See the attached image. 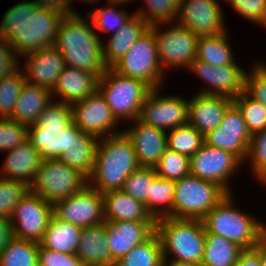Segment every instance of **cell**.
<instances>
[{"label":"cell","instance_id":"obj_30","mask_svg":"<svg viewBox=\"0 0 266 266\" xmlns=\"http://www.w3.org/2000/svg\"><path fill=\"white\" fill-rule=\"evenodd\" d=\"M53 101L51 90L25 82L10 119L27 127L35 125L43 110Z\"/></svg>","mask_w":266,"mask_h":266},{"label":"cell","instance_id":"obj_1","mask_svg":"<svg viewBox=\"0 0 266 266\" xmlns=\"http://www.w3.org/2000/svg\"><path fill=\"white\" fill-rule=\"evenodd\" d=\"M67 13L21 0L6 10L0 36L8 40L21 58L23 55L53 47L59 26Z\"/></svg>","mask_w":266,"mask_h":266},{"label":"cell","instance_id":"obj_6","mask_svg":"<svg viewBox=\"0 0 266 266\" xmlns=\"http://www.w3.org/2000/svg\"><path fill=\"white\" fill-rule=\"evenodd\" d=\"M72 122L71 105L53 100L28 127V140L42 159H59L67 151Z\"/></svg>","mask_w":266,"mask_h":266},{"label":"cell","instance_id":"obj_51","mask_svg":"<svg viewBox=\"0 0 266 266\" xmlns=\"http://www.w3.org/2000/svg\"><path fill=\"white\" fill-rule=\"evenodd\" d=\"M233 266H262L261 241L255 248L243 249Z\"/></svg>","mask_w":266,"mask_h":266},{"label":"cell","instance_id":"obj_58","mask_svg":"<svg viewBox=\"0 0 266 266\" xmlns=\"http://www.w3.org/2000/svg\"><path fill=\"white\" fill-rule=\"evenodd\" d=\"M119 1H125L127 3H130V2H133V1H136V0H119Z\"/></svg>","mask_w":266,"mask_h":266},{"label":"cell","instance_id":"obj_52","mask_svg":"<svg viewBox=\"0 0 266 266\" xmlns=\"http://www.w3.org/2000/svg\"><path fill=\"white\" fill-rule=\"evenodd\" d=\"M14 238L10 219L0 217V252Z\"/></svg>","mask_w":266,"mask_h":266},{"label":"cell","instance_id":"obj_13","mask_svg":"<svg viewBox=\"0 0 266 266\" xmlns=\"http://www.w3.org/2000/svg\"><path fill=\"white\" fill-rule=\"evenodd\" d=\"M52 215L53 205L29 190L10 218L14 237L39 243Z\"/></svg>","mask_w":266,"mask_h":266},{"label":"cell","instance_id":"obj_2","mask_svg":"<svg viewBox=\"0 0 266 266\" xmlns=\"http://www.w3.org/2000/svg\"><path fill=\"white\" fill-rule=\"evenodd\" d=\"M82 17L76 10L64 16L54 47L59 50L66 65L100 78L107 69L103 60V40L95 32L88 16Z\"/></svg>","mask_w":266,"mask_h":266},{"label":"cell","instance_id":"obj_41","mask_svg":"<svg viewBox=\"0 0 266 266\" xmlns=\"http://www.w3.org/2000/svg\"><path fill=\"white\" fill-rule=\"evenodd\" d=\"M154 169L158 177L176 181L190 174V158L166 148Z\"/></svg>","mask_w":266,"mask_h":266},{"label":"cell","instance_id":"obj_43","mask_svg":"<svg viewBox=\"0 0 266 266\" xmlns=\"http://www.w3.org/2000/svg\"><path fill=\"white\" fill-rule=\"evenodd\" d=\"M233 103L242 112L251 135L261 132L266 128V109L260 102L243 92L233 100Z\"/></svg>","mask_w":266,"mask_h":266},{"label":"cell","instance_id":"obj_44","mask_svg":"<svg viewBox=\"0 0 266 266\" xmlns=\"http://www.w3.org/2000/svg\"><path fill=\"white\" fill-rule=\"evenodd\" d=\"M29 190L30 186L20 180L0 176V217L10 219L15 206Z\"/></svg>","mask_w":266,"mask_h":266},{"label":"cell","instance_id":"obj_59","mask_svg":"<svg viewBox=\"0 0 266 266\" xmlns=\"http://www.w3.org/2000/svg\"><path fill=\"white\" fill-rule=\"evenodd\" d=\"M263 185H266V177L261 181Z\"/></svg>","mask_w":266,"mask_h":266},{"label":"cell","instance_id":"obj_25","mask_svg":"<svg viewBox=\"0 0 266 266\" xmlns=\"http://www.w3.org/2000/svg\"><path fill=\"white\" fill-rule=\"evenodd\" d=\"M42 158L29 140L6 151V158L0 168V176L20 180L30 186L34 181Z\"/></svg>","mask_w":266,"mask_h":266},{"label":"cell","instance_id":"obj_46","mask_svg":"<svg viewBox=\"0 0 266 266\" xmlns=\"http://www.w3.org/2000/svg\"><path fill=\"white\" fill-rule=\"evenodd\" d=\"M245 93L266 109V62L256 61L246 73Z\"/></svg>","mask_w":266,"mask_h":266},{"label":"cell","instance_id":"obj_48","mask_svg":"<svg viewBox=\"0 0 266 266\" xmlns=\"http://www.w3.org/2000/svg\"><path fill=\"white\" fill-rule=\"evenodd\" d=\"M236 13L266 29V0H224Z\"/></svg>","mask_w":266,"mask_h":266},{"label":"cell","instance_id":"obj_31","mask_svg":"<svg viewBox=\"0 0 266 266\" xmlns=\"http://www.w3.org/2000/svg\"><path fill=\"white\" fill-rule=\"evenodd\" d=\"M82 228L52 215L39 244L48 250L76 254Z\"/></svg>","mask_w":266,"mask_h":266},{"label":"cell","instance_id":"obj_29","mask_svg":"<svg viewBox=\"0 0 266 266\" xmlns=\"http://www.w3.org/2000/svg\"><path fill=\"white\" fill-rule=\"evenodd\" d=\"M105 221L156 222L145 205L121 190L103 193Z\"/></svg>","mask_w":266,"mask_h":266},{"label":"cell","instance_id":"obj_10","mask_svg":"<svg viewBox=\"0 0 266 266\" xmlns=\"http://www.w3.org/2000/svg\"><path fill=\"white\" fill-rule=\"evenodd\" d=\"M112 68L121 75L142 80L152 89L163 87L166 78L159 60L157 42L150 29Z\"/></svg>","mask_w":266,"mask_h":266},{"label":"cell","instance_id":"obj_22","mask_svg":"<svg viewBox=\"0 0 266 266\" xmlns=\"http://www.w3.org/2000/svg\"><path fill=\"white\" fill-rule=\"evenodd\" d=\"M111 258L116 263L156 232V222L106 221Z\"/></svg>","mask_w":266,"mask_h":266},{"label":"cell","instance_id":"obj_21","mask_svg":"<svg viewBox=\"0 0 266 266\" xmlns=\"http://www.w3.org/2000/svg\"><path fill=\"white\" fill-rule=\"evenodd\" d=\"M22 57L27 59L25 65H21L26 82L52 91L66 66L59 50L53 46L29 52Z\"/></svg>","mask_w":266,"mask_h":266},{"label":"cell","instance_id":"obj_5","mask_svg":"<svg viewBox=\"0 0 266 266\" xmlns=\"http://www.w3.org/2000/svg\"><path fill=\"white\" fill-rule=\"evenodd\" d=\"M156 233L164 261L201 264L205 247L203 221L162 217L156 220Z\"/></svg>","mask_w":266,"mask_h":266},{"label":"cell","instance_id":"obj_45","mask_svg":"<svg viewBox=\"0 0 266 266\" xmlns=\"http://www.w3.org/2000/svg\"><path fill=\"white\" fill-rule=\"evenodd\" d=\"M246 162L254 178L261 182L266 177V128L252 135Z\"/></svg>","mask_w":266,"mask_h":266},{"label":"cell","instance_id":"obj_27","mask_svg":"<svg viewBox=\"0 0 266 266\" xmlns=\"http://www.w3.org/2000/svg\"><path fill=\"white\" fill-rule=\"evenodd\" d=\"M98 141L95 136L78 129L72 122L67 151L59 160L88 178L93 170Z\"/></svg>","mask_w":266,"mask_h":266},{"label":"cell","instance_id":"obj_17","mask_svg":"<svg viewBox=\"0 0 266 266\" xmlns=\"http://www.w3.org/2000/svg\"><path fill=\"white\" fill-rule=\"evenodd\" d=\"M219 0H180L176 23L200 36H215L225 31L224 12Z\"/></svg>","mask_w":266,"mask_h":266},{"label":"cell","instance_id":"obj_42","mask_svg":"<svg viewBox=\"0 0 266 266\" xmlns=\"http://www.w3.org/2000/svg\"><path fill=\"white\" fill-rule=\"evenodd\" d=\"M25 82L21 68L16 73L0 79V118H11Z\"/></svg>","mask_w":266,"mask_h":266},{"label":"cell","instance_id":"obj_34","mask_svg":"<svg viewBox=\"0 0 266 266\" xmlns=\"http://www.w3.org/2000/svg\"><path fill=\"white\" fill-rule=\"evenodd\" d=\"M107 5L103 8L95 7L90 10L86 15L88 16L95 32L111 33V35L118 32L124 25L126 20L132 15L128 10L117 9L120 5H125L127 2L119 0H107ZM117 7V8H116Z\"/></svg>","mask_w":266,"mask_h":266},{"label":"cell","instance_id":"obj_26","mask_svg":"<svg viewBox=\"0 0 266 266\" xmlns=\"http://www.w3.org/2000/svg\"><path fill=\"white\" fill-rule=\"evenodd\" d=\"M150 26L135 12L124 25L111 35L107 44H102L103 60L107 68H112L128 52L131 46L149 30Z\"/></svg>","mask_w":266,"mask_h":266},{"label":"cell","instance_id":"obj_15","mask_svg":"<svg viewBox=\"0 0 266 266\" xmlns=\"http://www.w3.org/2000/svg\"><path fill=\"white\" fill-rule=\"evenodd\" d=\"M160 90H151L142 104L138 119L165 131L187 124L188 99L182 95L162 96Z\"/></svg>","mask_w":266,"mask_h":266},{"label":"cell","instance_id":"obj_28","mask_svg":"<svg viewBox=\"0 0 266 266\" xmlns=\"http://www.w3.org/2000/svg\"><path fill=\"white\" fill-rule=\"evenodd\" d=\"M106 233V221L82 228L76 255L86 266H115Z\"/></svg>","mask_w":266,"mask_h":266},{"label":"cell","instance_id":"obj_33","mask_svg":"<svg viewBox=\"0 0 266 266\" xmlns=\"http://www.w3.org/2000/svg\"><path fill=\"white\" fill-rule=\"evenodd\" d=\"M243 249L228 239L205 233V247L201 266H233Z\"/></svg>","mask_w":266,"mask_h":266},{"label":"cell","instance_id":"obj_38","mask_svg":"<svg viewBox=\"0 0 266 266\" xmlns=\"http://www.w3.org/2000/svg\"><path fill=\"white\" fill-rule=\"evenodd\" d=\"M205 143L204 136L185 124L167 131V148L191 158Z\"/></svg>","mask_w":266,"mask_h":266},{"label":"cell","instance_id":"obj_49","mask_svg":"<svg viewBox=\"0 0 266 266\" xmlns=\"http://www.w3.org/2000/svg\"><path fill=\"white\" fill-rule=\"evenodd\" d=\"M20 57L8 40L0 36V79L16 73L21 68Z\"/></svg>","mask_w":266,"mask_h":266},{"label":"cell","instance_id":"obj_54","mask_svg":"<svg viewBox=\"0 0 266 266\" xmlns=\"http://www.w3.org/2000/svg\"><path fill=\"white\" fill-rule=\"evenodd\" d=\"M66 266H86L76 254H66Z\"/></svg>","mask_w":266,"mask_h":266},{"label":"cell","instance_id":"obj_37","mask_svg":"<svg viewBox=\"0 0 266 266\" xmlns=\"http://www.w3.org/2000/svg\"><path fill=\"white\" fill-rule=\"evenodd\" d=\"M175 181L156 177L150 185V215L155 219L173 218Z\"/></svg>","mask_w":266,"mask_h":266},{"label":"cell","instance_id":"obj_55","mask_svg":"<svg viewBox=\"0 0 266 266\" xmlns=\"http://www.w3.org/2000/svg\"><path fill=\"white\" fill-rule=\"evenodd\" d=\"M163 266H201L195 263L164 261Z\"/></svg>","mask_w":266,"mask_h":266},{"label":"cell","instance_id":"obj_53","mask_svg":"<svg viewBox=\"0 0 266 266\" xmlns=\"http://www.w3.org/2000/svg\"><path fill=\"white\" fill-rule=\"evenodd\" d=\"M31 1L38 6H42L44 8L55 11H61L67 14L74 11L67 5L65 0H31Z\"/></svg>","mask_w":266,"mask_h":266},{"label":"cell","instance_id":"obj_7","mask_svg":"<svg viewBox=\"0 0 266 266\" xmlns=\"http://www.w3.org/2000/svg\"><path fill=\"white\" fill-rule=\"evenodd\" d=\"M97 90L109 105L113 116L121 123L131 122L139 117L142 104L152 88L142 80L107 68L98 79Z\"/></svg>","mask_w":266,"mask_h":266},{"label":"cell","instance_id":"obj_23","mask_svg":"<svg viewBox=\"0 0 266 266\" xmlns=\"http://www.w3.org/2000/svg\"><path fill=\"white\" fill-rule=\"evenodd\" d=\"M232 104L233 100L227 97L196 93L188 100L187 123L205 136L221 124Z\"/></svg>","mask_w":266,"mask_h":266},{"label":"cell","instance_id":"obj_47","mask_svg":"<svg viewBox=\"0 0 266 266\" xmlns=\"http://www.w3.org/2000/svg\"><path fill=\"white\" fill-rule=\"evenodd\" d=\"M28 140V127L10 118H0V151L6 152Z\"/></svg>","mask_w":266,"mask_h":266},{"label":"cell","instance_id":"obj_18","mask_svg":"<svg viewBox=\"0 0 266 266\" xmlns=\"http://www.w3.org/2000/svg\"><path fill=\"white\" fill-rule=\"evenodd\" d=\"M207 84L199 93L223 96L234 100L245 92L247 69L240 65L212 66L195 59L187 68Z\"/></svg>","mask_w":266,"mask_h":266},{"label":"cell","instance_id":"obj_8","mask_svg":"<svg viewBox=\"0 0 266 266\" xmlns=\"http://www.w3.org/2000/svg\"><path fill=\"white\" fill-rule=\"evenodd\" d=\"M226 195L216 183L188 174L175 181L173 218L202 221Z\"/></svg>","mask_w":266,"mask_h":266},{"label":"cell","instance_id":"obj_3","mask_svg":"<svg viewBox=\"0 0 266 266\" xmlns=\"http://www.w3.org/2000/svg\"><path fill=\"white\" fill-rule=\"evenodd\" d=\"M139 168L131 139L122 131L99 139L88 185L102 194L121 190L127 177Z\"/></svg>","mask_w":266,"mask_h":266},{"label":"cell","instance_id":"obj_57","mask_svg":"<svg viewBox=\"0 0 266 266\" xmlns=\"http://www.w3.org/2000/svg\"><path fill=\"white\" fill-rule=\"evenodd\" d=\"M73 1L74 0H65V2L67 3V5L71 8V9H73L74 11H75V9L74 8H72V7H74V6H72V4H73ZM78 1V0H77ZM79 1H83V2H88V3H91V4H93V3H97L99 0H79Z\"/></svg>","mask_w":266,"mask_h":266},{"label":"cell","instance_id":"obj_32","mask_svg":"<svg viewBox=\"0 0 266 266\" xmlns=\"http://www.w3.org/2000/svg\"><path fill=\"white\" fill-rule=\"evenodd\" d=\"M227 31L215 36H200L197 41L196 59L212 66L239 65L229 44Z\"/></svg>","mask_w":266,"mask_h":266},{"label":"cell","instance_id":"obj_11","mask_svg":"<svg viewBox=\"0 0 266 266\" xmlns=\"http://www.w3.org/2000/svg\"><path fill=\"white\" fill-rule=\"evenodd\" d=\"M160 25H152L149 29L154 33L160 64L164 72L168 73L166 71L178 68L187 70L196 59L199 36L178 23H166L169 28L165 30L161 29Z\"/></svg>","mask_w":266,"mask_h":266},{"label":"cell","instance_id":"obj_4","mask_svg":"<svg viewBox=\"0 0 266 266\" xmlns=\"http://www.w3.org/2000/svg\"><path fill=\"white\" fill-rule=\"evenodd\" d=\"M233 198L232 193L227 194L206 214L202 220L205 233L222 236L242 249L255 248L266 236V222L240 210Z\"/></svg>","mask_w":266,"mask_h":266},{"label":"cell","instance_id":"obj_39","mask_svg":"<svg viewBox=\"0 0 266 266\" xmlns=\"http://www.w3.org/2000/svg\"><path fill=\"white\" fill-rule=\"evenodd\" d=\"M140 1V0H139ZM143 6L134 11L149 25L176 23L180 0H142Z\"/></svg>","mask_w":266,"mask_h":266},{"label":"cell","instance_id":"obj_24","mask_svg":"<svg viewBox=\"0 0 266 266\" xmlns=\"http://www.w3.org/2000/svg\"><path fill=\"white\" fill-rule=\"evenodd\" d=\"M98 79L93 73L66 65L51 91L52 98L72 105L93 94L97 90Z\"/></svg>","mask_w":266,"mask_h":266},{"label":"cell","instance_id":"obj_14","mask_svg":"<svg viewBox=\"0 0 266 266\" xmlns=\"http://www.w3.org/2000/svg\"><path fill=\"white\" fill-rule=\"evenodd\" d=\"M53 214L81 228L103 223V194L87 184L79 192L53 204Z\"/></svg>","mask_w":266,"mask_h":266},{"label":"cell","instance_id":"obj_20","mask_svg":"<svg viewBox=\"0 0 266 266\" xmlns=\"http://www.w3.org/2000/svg\"><path fill=\"white\" fill-rule=\"evenodd\" d=\"M124 129L131 139L140 167L154 168L167 148V131L138 118L131 121V127Z\"/></svg>","mask_w":266,"mask_h":266},{"label":"cell","instance_id":"obj_12","mask_svg":"<svg viewBox=\"0 0 266 266\" xmlns=\"http://www.w3.org/2000/svg\"><path fill=\"white\" fill-rule=\"evenodd\" d=\"M242 165L233 153L204 143L190 158V174L214 182L230 194L233 191L229 181Z\"/></svg>","mask_w":266,"mask_h":266},{"label":"cell","instance_id":"obj_19","mask_svg":"<svg viewBox=\"0 0 266 266\" xmlns=\"http://www.w3.org/2000/svg\"><path fill=\"white\" fill-rule=\"evenodd\" d=\"M251 137L242 112L233 103L226 110L221 124L205 135L204 140L212 147L233 153L245 165Z\"/></svg>","mask_w":266,"mask_h":266},{"label":"cell","instance_id":"obj_56","mask_svg":"<svg viewBox=\"0 0 266 266\" xmlns=\"http://www.w3.org/2000/svg\"><path fill=\"white\" fill-rule=\"evenodd\" d=\"M261 264L266 266V236L261 240Z\"/></svg>","mask_w":266,"mask_h":266},{"label":"cell","instance_id":"obj_50","mask_svg":"<svg viewBox=\"0 0 266 266\" xmlns=\"http://www.w3.org/2000/svg\"><path fill=\"white\" fill-rule=\"evenodd\" d=\"M38 266H66V253L48 250L38 244Z\"/></svg>","mask_w":266,"mask_h":266},{"label":"cell","instance_id":"obj_36","mask_svg":"<svg viewBox=\"0 0 266 266\" xmlns=\"http://www.w3.org/2000/svg\"><path fill=\"white\" fill-rule=\"evenodd\" d=\"M38 244L14 237L0 252V266H38Z\"/></svg>","mask_w":266,"mask_h":266},{"label":"cell","instance_id":"obj_16","mask_svg":"<svg viewBox=\"0 0 266 266\" xmlns=\"http://www.w3.org/2000/svg\"><path fill=\"white\" fill-rule=\"evenodd\" d=\"M71 107L73 123L76 127L97 139L123 131L116 129L119 127V122L98 90L85 99L72 104Z\"/></svg>","mask_w":266,"mask_h":266},{"label":"cell","instance_id":"obj_40","mask_svg":"<svg viewBox=\"0 0 266 266\" xmlns=\"http://www.w3.org/2000/svg\"><path fill=\"white\" fill-rule=\"evenodd\" d=\"M157 177L154 168L140 167L124 182L122 190L145 205L150 214V185Z\"/></svg>","mask_w":266,"mask_h":266},{"label":"cell","instance_id":"obj_9","mask_svg":"<svg viewBox=\"0 0 266 266\" xmlns=\"http://www.w3.org/2000/svg\"><path fill=\"white\" fill-rule=\"evenodd\" d=\"M88 184V178L59 159H42L30 191L52 205L79 192Z\"/></svg>","mask_w":266,"mask_h":266},{"label":"cell","instance_id":"obj_35","mask_svg":"<svg viewBox=\"0 0 266 266\" xmlns=\"http://www.w3.org/2000/svg\"><path fill=\"white\" fill-rule=\"evenodd\" d=\"M163 263L161 241L155 232L148 240L118 260L115 266H163Z\"/></svg>","mask_w":266,"mask_h":266}]
</instances>
